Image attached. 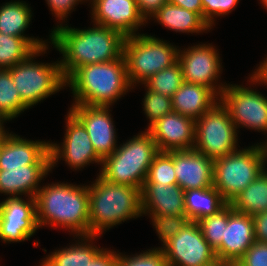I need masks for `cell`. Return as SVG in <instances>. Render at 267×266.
<instances>
[{"label": "cell", "mask_w": 267, "mask_h": 266, "mask_svg": "<svg viewBox=\"0 0 267 266\" xmlns=\"http://www.w3.org/2000/svg\"><path fill=\"white\" fill-rule=\"evenodd\" d=\"M66 25H57L49 35V43L63 56L59 62L65 80L84 65L105 63L123 56L126 37L122 33L95 23L88 29Z\"/></svg>", "instance_id": "obj_1"}, {"label": "cell", "mask_w": 267, "mask_h": 266, "mask_svg": "<svg viewBox=\"0 0 267 266\" xmlns=\"http://www.w3.org/2000/svg\"><path fill=\"white\" fill-rule=\"evenodd\" d=\"M35 199L39 228L61 227L76 238L90 235L88 185L45 184L39 188Z\"/></svg>", "instance_id": "obj_2"}, {"label": "cell", "mask_w": 267, "mask_h": 266, "mask_svg": "<svg viewBox=\"0 0 267 266\" xmlns=\"http://www.w3.org/2000/svg\"><path fill=\"white\" fill-rule=\"evenodd\" d=\"M66 85L74 96L72 104L89 106H112L133 88L128 80L124 55L113 61L77 68L66 79Z\"/></svg>", "instance_id": "obj_3"}, {"label": "cell", "mask_w": 267, "mask_h": 266, "mask_svg": "<svg viewBox=\"0 0 267 266\" xmlns=\"http://www.w3.org/2000/svg\"><path fill=\"white\" fill-rule=\"evenodd\" d=\"M88 191L90 235L100 236L122 222L142 216L138 188L113 184L98 175L88 185Z\"/></svg>", "instance_id": "obj_4"}, {"label": "cell", "mask_w": 267, "mask_h": 266, "mask_svg": "<svg viewBox=\"0 0 267 266\" xmlns=\"http://www.w3.org/2000/svg\"><path fill=\"white\" fill-rule=\"evenodd\" d=\"M158 152L150 133L142 131L120 144L111 155L102 160L99 176L107 182L141 190Z\"/></svg>", "instance_id": "obj_5"}, {"label": "cell", "mask_w": 267, "mask_h": 266, "mask_svg": "<svg viewBox=\"0 0 267 266\" xmlns=\"http://www.w3.org/2000/svg\"><path fill=\"white\" fill-rule=\"evenodd\" d=\"M267 157L261 142L214 161L213 186L229 204L266 168Z\"/></svg>", "instance_id": "obj_6"}, {"label": "cell", "mask_w": 267, "mask_h": 266, "mask_svg": "<svg viewBox=\"0 0 267 266\" xmlns=\"http://www.w3.org/2000/svg\"><path fill=\"white\" fill-rule=\"evenodd\" d=\"M177 48L148 34L126 37L123 55L130 85L135 88L136 84H143L157 72L175 64L178 61Z\"/></svg>", "instance_id": "obj_7"}, {"label": "cell", "mask_w": 267, "mask_h": 266, "mask_svg": "<svg viewBox=\"0 0 267 266\" xmlns=\"http://www.w3.org/2000/svg\"><path fill=\"white\" fill-rule=\"evenodd\" d=\"M48 49L49 46L37 49L26 60L8 69L21 101L28 108L67 87L59 61L35 62L34 58Z\"/></svg>", "instance_id": "obj_8"}, {"label": "cell", "mask_w": 267, "mask_h": 266, "mask_svg": "<svg viewBox=\"0 0 267 266\" xmlns=\"http://www.w3.org/2000/svg\"><path fill=\"white\" fill-rule=\"evenodd\" d=\"M237 132L228 110L219 101L195 121L193 149L215 161L238 150Z\"/></svg>", "instance_id": "obj_9"}, {"label": "cell", "mask_w": 267, "mask_h": 266, "mask_svg": "<svg viewBox=\"0 0 267 266\" xmlns=\"http://www.w3.org/2000/svg\"><path fill=\"white\" fill-rule=\"evenodd\" d=\"M168 266H216L215 250L205 240L197 222L189 221L162 247Z\"/></svg>", "instance_id": "obj_10"}, {"label": "cell", "mask_w": 267, "mask_h": 266, "mask_svg": "<svg viewBox=\"0 0 267 266\" xmlns=\"http://www.w3.org/2000/svg\"><path fill=\"white\" fill-rule=\"evenodd\" d=\"M250 87L227 84L220 95L238 129L245 127L267 133V97Z\"/></svg>", "instance_id": "obj_11"}, {"label": "cell", "mask_w": 267, "mask_h": 266, "mask_svg": "<svg viewBox=\"0 0 267 266\" xmlns=\"http://www.w3.org/2000/svg\"><path fill=\"white\" fill-rule=\"evenodd\" d=\"M66 119V129L63 142L60 144L49 143L51 171L58 160L75 170L83 169L91 163H102L97 156L88 132L82 122L69 110Z\"/></svg>", "instance_id": "obj_12"}, {"label": "cell", "mask_w": 267, "mask_h": 266, "mask_svg": "<svg viewBox=\"0 0 267 266\" xmlns=\"http://www.w3.org/2000/svg\"><path fill=\"white\" fill-rule=\"evenodd\" d=\"M217 51L210 44L189 46L178 50V62L185 82L210 88L220 97L227 83H217L222 73V62Z\"/></svg>", "instance_id": "obj_13"}, {"label": "cell", "mask_w": 267, "mask_h": 266, "mask_svg": "<svg viewBox=\"0 0 267 266\" xmlns=\"http://www.w3.org/2000/svg\"><path fill=\"white\" fill-rule=\"evenodd\" d=\"M39 229L36 199L7 197L0 202V240L14 243L29 240Z\"/></svg>", "instance_id": "obj_14"}, {"label": "cell", "mask_w": 267, "mask_h": 266, "mask_svg": "<svg viewBox=\"0 0 267 266\" xmlns=\"http://www.w3.org/2000/svg\"><path fill=\"white\" fill-rule=\"evenodd\" d=\"M110 106L72 104L69 110L85 126L97 156L103 160L118 147ZM110 113V114H109Z\"/></svg>", "instance_id": "obj_15"}, {"label": "cell", "mask_w": 267, "mask_h": 266, "mask_svg": "<svg viewBox=\"0 0 267 266\" xmlns=\"http://www.w3.org/2000/svg\"><path fill=\"white\" fill-rule=\"evenodd\" d=\"M90 3L93 23L116 30L125 37L136 35L141 25L147 23L136 0H91Z\"/></svg>", "instance_id": "obj_16"}, {"label": "cell", "mask_w": 267, "mask_h": 266, "mask_svg": "<svg viewBox=\"0 0 267 266\" xmlns=\"http://www.w3.org/2000/svg\"><path fill=\"white\" fill-rule=\"evenodd\" d=\"M252 216L235 211L228 204V222L221 246L215 251L219 263L235 265L255 242Z\"/></svg>", "instance_id": "obj_17"}, {"label": "cell", "mask_w": 267, "mask_h": 266, "mask_svg": "<svg viewBox=\"0 0 267 266\" xmlns=\"http://www.w3.org/2000/svg\"><path fill=\"white\" fill-rule=\"evenodd\" d=\"M147 130L158 151L191 150L195 143V121L177 112L166 114Z\"/></svg>", "instance_id": "obj_18"}, {"label": "cell", "mask_w": 267, "mask_h": 266, "mask_svg": "<svg viewBox=\"0 0 267 266\" xmlns=\"http://www.w3.org/2000/svg\"><path fill=\"white\" fill-rule=\"evenodd\" d=\"M177 185L184 191L213 186L214 161L197 150L172 151Z\"/></svg>", "instance_id": "obj_19"}, {"label": "cell", "mask_w": 267, "mask_h": 266, "mask_svg": "<svg viewBox=\"0 0 267 266\" xmlns=\"http://www.w3.org/2000/svg\"><path fill=\"white\" fill-rule=\"evenodd\" d=\"M50 141L27 140L8 133L1 142L0 168H15L28 164H51Z\"/></svg>", "instance_id": "obj_20"}, {"label": "cell", "mask_w": 267, "mask_h": 266, "mask_svg": "<svg viewBox=\"0 0 267 266\" xmlns=\"http://www.w3.org/2000/svg\"><path fill=\"white\" fill-rule=\"evenodd\" d=\"M140 197L142 214L186 216L184 190L179 185L144 183Z\"/></svg>", "instance_id": "obj_21"}, {"label": "cell", "mask_w": 267, "mask_h": 266, "mask_svg": "<svg viewBox=\"0 0 267 266\" xmlns=\"http://www.w3.org/2000/svg\"><path fill=\"white\" fill-rule=\"evenodd\" d=\"M51 172V164H28L15 168H0V194L15 197L36 196L41 180ZM27 194V195H26Z\"/></svg>", "instance_id": "obj_22"}, {"label": "cell", "mask_w": 267, "mask_h": 266, "mask_svg": "<svg viewBox=\"0 0 267 266\" xmlns=\"http://www.w3.org/2000/svg\"><path fill=\"white\" fill-rule=\"evenodd\" d=\"M219 101L220 97L212 89L185 81L171 98L173 112L194 121Z\"/></svg>", "instance_id": "obj_23"}, {"label": "cell", "mask_w": 267, "mask_h": 266, "mask_svg": "<svg viewBox=\"0 0 267 266\" xmlns=\"http://www.w3.org/2000/svg\"><path fill=\"white\" fill-rule=\"evenodd\" d=\"M31 8L24 1H11L0 6V33L25 38L36 50L48 46V40L26 36L31 23Z\"/></svg>", "instance_id": "obj_24"}, {"label": "cell", "mask_w": 267, "mask_h": 266, "mask_svg": "<svg viewBox=\"0 0 267 266\" xmlns=\"http://www.w3.org/2000/svg\"><path fill=\"white\" fill-rule=\"evenodd\" d=\"M151 18L156 19L160 25L169 30L181 33H201L210 31L209 24L193 11L184 9L171 3H165L153 14Z\"/></svg>", "instance_id": "obj_25"}, {"label": "cell", "mask_w": 267, "mask_h": 266, "mask_svg": "<svg viewBox=\"0 0 267 266\" xmlns=\"http://www.w3.org/2000/svg\"><path fill=\"white\" fill-rule=\"evenodd\" d=\"M97 237L99 236H78V239L81 238L76 241L78 243L55 250L44 258L39 266H84L90 264L104 249L93 245L92 241Z\"/></svg>", "instance_id": "obj_26"}, {"label": "cell", "mask_w": 267, "mask_h": 266, "mask_svg": "<svg viewBox=\"0 0 267 266\" xmlns=\"http://www.w3.org/2000/svg\"><path fill=\"white\" fill-rule=\"evenodd\" d=\"M185 213L190 221L216 214L228 203L214 187L184 191Z\"/></svg>", "instance_id": "obj_27"}, {"label": "cell", "mask_w": 267, "mask_h": 266, "mask_svg": "<svg viewBox=\"0 0 267 266\" xmlns=\"http://www.w3.org/2000/svg\"><path fill=\"white\" fill-rule=\"evenodd\" d=\"M229 204L235 211L250 216L267 211V169Z\"/></svg>", "instance_id": "obj_28"}, {"label": "cell", "mask_w": 267, "mask_h": 266, "mask_svg": "<svg viewBox=\"0 0 267 266\" xmlns=\"http://www.w3.org/2000/svg\"><path fill=\"white\" fill-rule=\"evenodd\" d=\"M29 109L22 101L8 69H0V117L10 121Z\"/></svg>", "instance_id": "obj_29"}, {"label": "cell", "mask_w": 267, "mask_h": 266, "mask_svg": "<svg viewBox=\"0 0 267 266\" xmlns=\"http://www.w3.org/2000/svg\"><path fill=\"white\" fill-rule=\"evenodd\" d=\"M35 51L25 38L0 33V69L23 62Z\"/></svg>", "instance_id": "obj_30"}, {"label": "cell", "mask_w": 267, "mask_h": 266, "mask_svg": "<svg viewBox=\"0 0 267 266\" xmlns=\"http://www.w3.org/2000/svg\"><path fill=\"white\" fill-rule=\"evenodd\" d=\"M183 82L182 68L177 61L171 67L163 69L151 76L142 85H145L153 92L172 98Z\"/></svg>", "instance_id": "obj_31"}, {"label": "cell", "mask_w": 267, "mask_h": 266, "mask_svg": "<svg viewBox=\"0 0 267 266\" xmlns=\"http://www.w3.org/2000/svg\"><path fill=\"white\" fill-rule=\"evenodd\" d=\"M145 183H160V185H177L172 159V151H159L150 165Z\"/></svg>", "instance_id": "obj_32"}, {"label": "cell", "mask_w": 267, "mask_h": 266, "mask_svg": "<svg viewBox=\"0 0 267 266\" xmlns=\"http://www.w3.org/2000/svg\"><path fill=\"white\" fill-rule=\"evenodd\" d=\"M228 222V204L216 214L197 221L205 240L216 251L224 237V226Z\"/></svg>", "instance_id": "obj_33"}, {"label": "cell", "mask_w": 267, "mask_h": 266, "mask_svg": "<svg viewBox=\"0 0 267 266\" xmlns=\"http://www.w3.org/2000/svg\"><path fill=\"white\" fill-rule=\"evenodd\" d=\"M144 87L145 90H147L143 99V111L147 117V120L149 119V128L157 120H159L166 114L171 113L173 110L171 98L160 93L153 92L146 86Z\"/></svg>", "instance_id": "obj_34"}, {"label": "cell", "mask_w": 267, "mask_h": 266, "mask_svg": "<svg viewBox=\"0 0 267 266\" xmlns=\"http://www.w3.org/2000/svg\"><path fill=\"white\" fill-rule=\"evenodd\" d=\"M150 216L157 236L164 245L171 237H174L190 221L187 216L142 214Z\"/></svg>", "instance_id": "obj_35"}, {"label": "cell", "mask_w": 267, "mask_h": 266, "mask_svg": "<svg viewBox=\"0 0 267 266\" xmlns=\"http://www.w3.org/2000/svg\"><path fill=\"white\" fill-rule=\"evenodd\" d=\"M117 266H168V264L164 252L158 247L132 256L118 253Z\"/></svg>", "instance_id": "obj_36"}, {"label": "cell", "mask_w": 267, "mask_h": 266, "mask_svg": "<svg viewBox=\"0 0 267 266\" xmlns=\"http://www.w3.org/2000/svg\"><path fill=\"white\" fill-rule=\"evenodd\" d=\"M201 2L203 6V19L212 28L215 25L214 19L231 13L240 0H201Z\"/></svg>", "instance_id": "obj_37"}, {"label": "cell", "mask_w": 267, "mask_h": 266, "mask_svg": "<svg viewBox=\"0 0 267 266\" xmlns=\"http://www.w3.org/2000/svg\"><path fill=\"white\" fill-rule=\"evenodd\" d=\"M235 266H267V243L255 241Z\"/></svg>", "instance_id": "obj_38"}, {"label": "cell", "mask_w": 267, "mask_h": 266, "mask_svg": "<svg viewBox=\"0 0 267 266\" xmlns=\"http://www.w3.org/2000/svg\"><path fill=\"white\" fill-rule=\"evenodd\" d=\"M48 4V7L50 8V11L52 14L59 19L60 26H62L65 19L68 17V14L71 13L74 10V7L79 2H84L87 0H45ZM62 20V23H61ZM64 20V21H63Z\"/></svg>", "instance_id": "obj_39"}, {"label": "cell", "mask_w": 267, "mask_h": 266, "mask_svg": "<svg viewBox=\"0 0 267 266\" xmlns=\"http://www.w3.org/2000/svg\"><path fill=\"white\" fill-rule=\"evenodd\" d=\"M257 242L267 243V211L252 216Z\"/></svg>", "instance_id": "obj_40"}, {"label": "cell", "mask_w": 267, "mask_h": 266, "mask_svg": "<svg viewBox=\"0 0 267 266\" xmlns=\"http://www.w3.org/2000/svg\"><path fill=\"white\" fill-rule=\"evenodd\" d=\"M165 3L167 0H136L138 10L146 21L150 20V17Z\"/></svg>", "instance_id": "obj_41"}, {"label": "cell", "mask_w": 267, "mask_h": 266, "mask_svg": "<svg viewBox=\"0 0 267 266\" xmlns=\"http://www.w3.org/2000/svg\"><path fill=\"white\" fill-rule=\"evenodd\" d=\"M118 253L114 250L103 249L94 260L84 266H117Z\"/></svg>", "instance_id": "obj_42"}, {"label": "cell", "mask_w": 267, "mask_h": 266, "mask_svg": "<svg viewBox=\"0 0 267 266\" xmlns=\"http://www.w3.org/2000/svg\"><path fill=\"white\" fill-rule=\"evenodd\" d=\"M167 2L198 13L203 18V6L201 0H167Z\"/></svg>", "instance_id": "obj_43"}, {"label": "cell", "mask_w": 267, "mask_h": 266, "mask_svg": "<svg viewBox=\"0 0 267 266\" xmlns=\"http://www.w3.org/2000/svg\"><path fill=\"white\" fill-rule=\"evenodd\" d=\"M255 70L256 71L250 75L251 78L248 80V82H251L254 85H257V83L259 85H267V57L264 58L263 62H261V64Z\"/></svg>", "instance_id": "obj_44"}, {"label": "cell", "mask_w": 267, "mask_h": 266, "mask_svg": "<svg viewBox=\"0 0 267 266\" xmlns=\"http://www.w3.org/2000/svg\"><path fill=\"white\" fill-rule=\"evenodd\" d=\"M7 121L5 118L0 117V143L3 141L5 136L9 133L5 130L4 122Z\"/></svg>", "instance_id": "obj_45"}, {"label": "cell", "mask_w": 267, "mask_h": 266, "mask_svg": "<svg viewBox=\"0 0 267 266\" xmlns=\"http://www.w3.org/2000/svg\"><path fill=\"white\" fill-rule=\"evenodd\" d=\"M262 5H264V8L267 10V0H260Z\"/></svg>", "instance_id": "obj_46"}, {"label": "cell", "mask_w": 267, "mask_h": 266, "mask_svg": "<svg viewBox=\"0 0 267 266\" xmlns=\"http://www.w3.org/2000/svg\"><path fill=\"white\" fill-rule=\"evenodd\" d=\"M262 144H264V147H265V150H266V157H267V140H266V143L262 142Z\"/></svg>", "instance_id": "obj_47"}, {"label": "cell", "mask_w": 267, "mask_h": 266, "mask_svg": "<svg viewBox=\"0 0 267 266\" xmlns=\"http://www.w3.org/2000/svg\"><path fill=\"white\" fill-rule=\"evenodd\" d=\"M216 266H229V265H225V264H221V263H219V264L216 265Z\"/></svg>", "instance_id": "obj_48"}]
</instances>
